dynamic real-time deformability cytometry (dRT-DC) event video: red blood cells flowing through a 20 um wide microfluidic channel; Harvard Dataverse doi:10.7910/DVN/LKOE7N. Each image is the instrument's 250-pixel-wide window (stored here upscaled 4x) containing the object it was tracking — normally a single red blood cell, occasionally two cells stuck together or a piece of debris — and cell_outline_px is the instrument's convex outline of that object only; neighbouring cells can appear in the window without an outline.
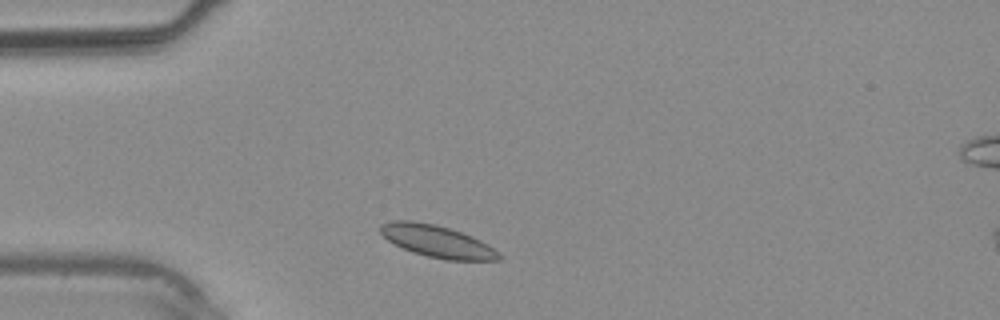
{"species": "common noctule bat (a hibernating species)", "species_latin": "Nyctalus noctula", "temperature_condition": "warm", "stored_images_in_passage": 26, "camera_frame_rate_fps": 3000, "um_per_image_px": 0.085, "animal": {"sex": "male", "body_mass_g": 20.4}, "frame": {"image": 1, "passage_image": 2, "time_ms": 0.333, "image_size_px": [1000, 320], "cell_outline_px": [[500, 260], [444, 260], [412, 252], [388, 240], [380, 232], [380, 224], [392, 220], [412, 220], [436, 224], [472, 236], [488, 244], [500, 252]], "centroid_in_image_um": [37.16, 20.5], "position_along_channel_um": 47.8, "area_um2": 22.08}}
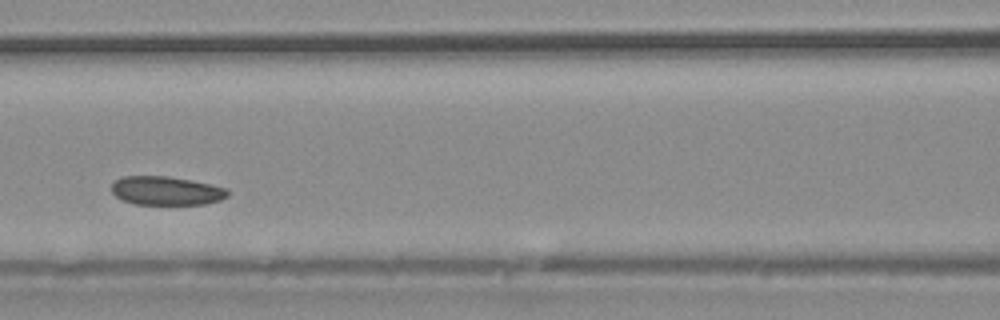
{"frame": {"image": 2, "passage_image": 9, "time_ms": 2.667, "image_size_px": [1000, 320], "cell_outline_px": [[228, 196], [220, 200], [204, 204], [132, 204], [116, 196], [112, 192], [112, 184], [120, 176], [168, 176], [228, 188]], "centroid_in_image_um": [14.11, 16.21], "position_along_channel_um": 152.5, "area_um2": 19.31}}
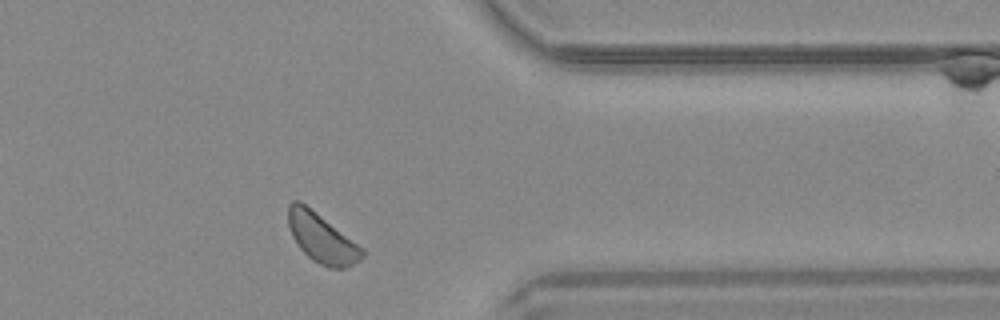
{"frame": {"image": 3, "passage_image": 23, "time_ms": 7.333, "image_size_px": [1000, 320], "cell_outline_px": [[364, 256], [360, 260], [348, 268], [328, 268], [312, 260], [300, 248], [292, 236], [288, 224], [288, 204], [292, 200], [300, 200], [364, 248]], "centroid_in_image_um": [27.35, 20.24], "position_along_channel_um": 384.0, "area_um2": 21.27}}